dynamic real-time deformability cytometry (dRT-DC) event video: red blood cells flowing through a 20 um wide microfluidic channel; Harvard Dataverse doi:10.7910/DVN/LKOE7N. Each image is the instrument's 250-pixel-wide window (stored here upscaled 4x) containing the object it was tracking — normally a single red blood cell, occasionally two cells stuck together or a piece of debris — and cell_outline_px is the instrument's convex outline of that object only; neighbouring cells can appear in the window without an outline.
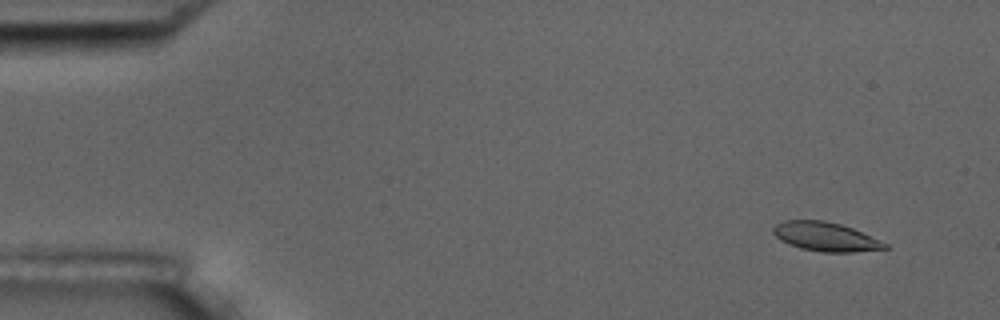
{"species": "common noctule bat (a hibernating species)", "species_latin": "Nyctalus noctula", "temperature_condition": "room temperature", "stored_images_in_passage": 7, "camera_frame_rate_fps": 3000, "um_per_image_px": 0.085, "animal": {"sex": "male", "body_mass_g": 17.5, "forearm_length_mm": 52.3}, "frame": {"image": 1, "passage_image": 2, "time_ms": 1.0, "image_size_px": [1000, 320], "cell_outline_px": [[888, 248], [852, 252], [824, 252], [800, 248], [788, 244], [780, 240], [772, 232], [772, 228], [776, 224], [784, 220], [824, 220], [840, 224], [852, 228], [888, 244]], "centroid_in_image_um": [70.13, 20.11], "position_along_channel_um": 14.9, "area_um2": 18.73}}